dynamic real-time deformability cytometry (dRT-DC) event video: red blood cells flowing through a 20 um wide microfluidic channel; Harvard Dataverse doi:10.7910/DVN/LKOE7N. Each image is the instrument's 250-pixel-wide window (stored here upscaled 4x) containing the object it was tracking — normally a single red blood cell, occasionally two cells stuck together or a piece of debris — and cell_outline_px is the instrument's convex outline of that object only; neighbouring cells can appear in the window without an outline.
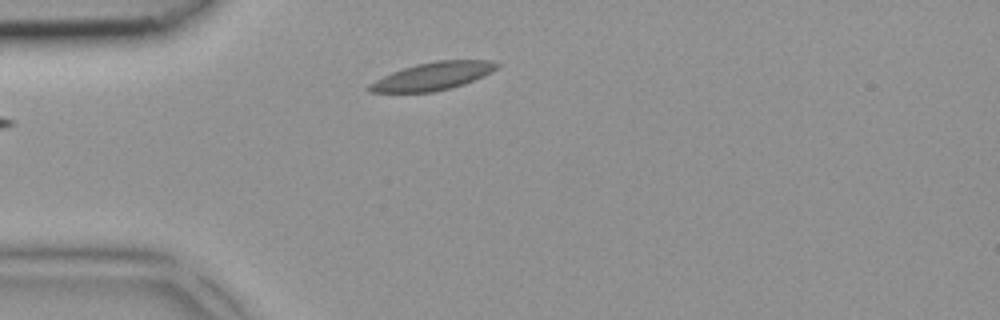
{"species": "common noctule bat (a hibernating species)", "species_latin": "Nyctalus noctula", "temperature_condition": "room temperature", "stored_images_in_passage": 4, "camera_frame_rate_fps": 3000, "um_per_image_px": 0.085, "animal": {"sex": "female", "body_mass_g": 18.4}, "frame": {"image": 1, "passage_image": 3, "time_ms": 0.667, "image_size_px": [1000, 320], "cell_outline_px": [[500, 64], [492, 72], [464, 84], [432, 92], [368, 92], [364, 88], [368, 84], [392, 72], [416, 64], [436, 60], [492, 60]], "centroid_in_image_um": [36.77, 6.47], "position_along_channel_um": 48.2, "area_um2": 20.58}}
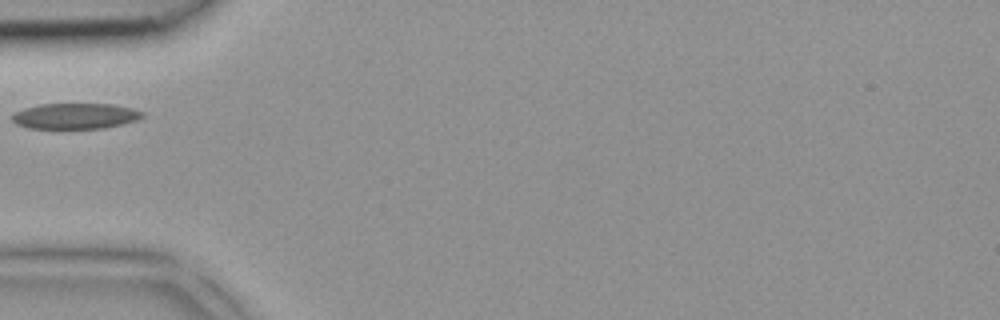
{"frame": {"image": 2, "passage_image": 4, "time_ms": 1.0, "image_size_px": [1000, 320], "cell_outline_px": [[144, 116], [136, 120], [104, 128], [28, 128], [16, 124], [12, 120], [12, 116], [16, 112], [24, 108], [40, 104], [112, 104], [132, 108], [144, 112]], "centroid_in_image_um": [6.39, 9.86], "position_along_channel_um": 78.6, "area_um2": 19.36}}